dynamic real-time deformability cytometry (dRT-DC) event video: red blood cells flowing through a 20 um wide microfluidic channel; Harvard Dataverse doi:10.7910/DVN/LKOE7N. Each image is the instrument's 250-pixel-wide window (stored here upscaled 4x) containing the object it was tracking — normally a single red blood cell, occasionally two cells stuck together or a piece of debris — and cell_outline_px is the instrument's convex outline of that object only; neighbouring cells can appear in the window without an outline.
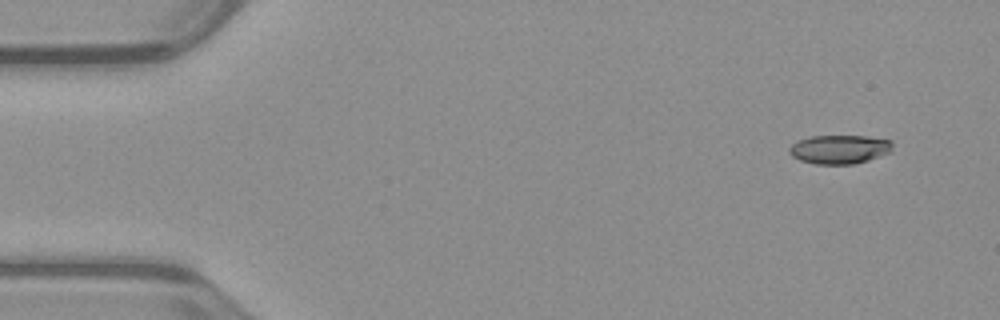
{"species": "common noctule bat (a hibernating species)", "species_latin": "Nyctalus noctula", "temperature_condition": "warm", "stored_images_in_passage": 49, "camera_frame_rate_fps": 3000, "um_per_image_px": 0.085, "animal": {"sex": "male", "body_mass_g": 23.1, "forearm_length_mm": 52.7}, "frame": {"image": 1, "passage_image": 1, "time_ms": 0.0, "image_size_px": [1000, 320], "cell_outline_px": [[892, 152], [868, 160], [852, 164], [816, 164], [800, 160], [792, 156], [788, 152], [788, 148], [796, 140], [808, 136], [868, 136], [892, 140]], "centroid_in_image_um": [71.34, 12.68], "position_along_channel_um": 13.7, "area_um2": 17.57}}
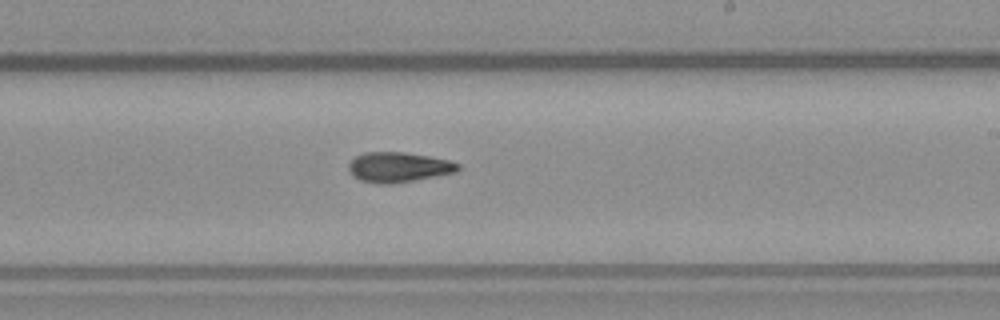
{"frame": {"image": 2, "passage_image": 28, "time_ms": 9.0, "image_size_px": [1000, 320], "cell_outline_px": [[460, 168], [456, 172], [392, 184], [380, 184], [360, 180], [352, 176], [348, 172], [348, 164], [356, 156], [364, 152], [404, 152], [428, 156], [448, 160], [460, 164]], "centroid_in_image_um": [33.83, 14.21], "position_along_channel_um": 255.2, "area_um2": 19.13}}
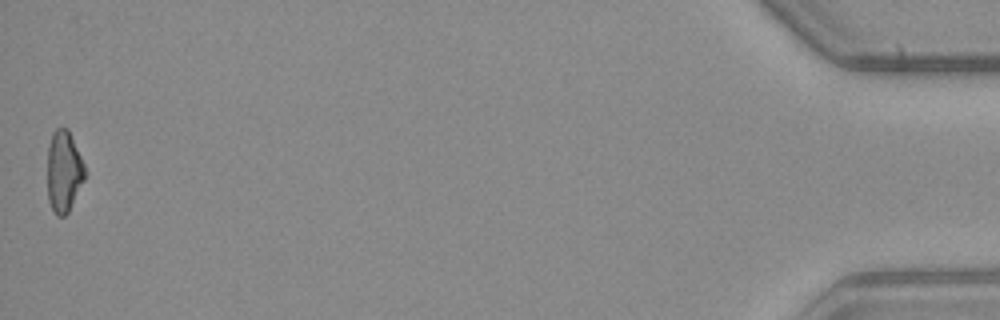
{"frame": {"image": 3, "passage_image": 49, "time_ms": 16.0, "image_size_px": [1000, 320], "cell_outline_px": [[84, 180], [68, 212], [64, 216], [56, 216], [48, 200], [48, 148], [52, 132], [56, 128], [68, 128], [84, 164]], "centroid_in_image_um": [5.41, 14.56], "position_along_channel_um": 429.8, "area_um2": 17.57}, "authors_computed_cell_mechanics": {"area_um2": 18.7272, "velocity_mm_per_s": 3.9816, "shape_relaxation_time_tau1_ms": null, "shape_relaxation_time_tau2_ms": 4.4693, "deformation_change_tau1": null, "deformation_change_tau2": 0.1307}}